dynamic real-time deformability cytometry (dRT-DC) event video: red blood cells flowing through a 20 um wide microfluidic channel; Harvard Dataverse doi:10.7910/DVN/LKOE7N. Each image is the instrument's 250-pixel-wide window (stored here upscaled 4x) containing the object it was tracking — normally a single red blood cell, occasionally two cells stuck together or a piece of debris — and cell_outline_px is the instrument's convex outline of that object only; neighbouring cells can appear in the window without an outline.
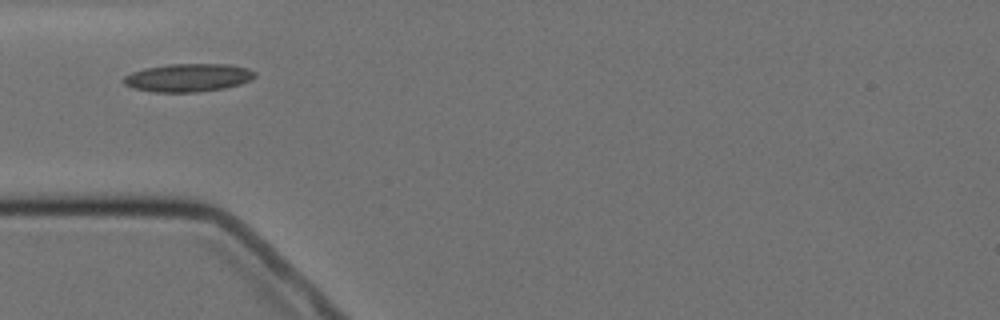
{"species": "Egyptian fruit bat (a non-hibernating species)", "species_latin": "Rousettus aegyptiacus", "temperature_condition": "cold", "stored_images_in_passage": 11, "camera_frame_rate_fps": 3000, "um_per_image_px": 0.085, "animal": {"sex": "female"}, "frame": {"image": 1, "passage_image": 1, "time_ms": 0.0, "image_size_px": [1000, 320], "cell_outline_px": [[256, 76], [252, 80], [240, 84], [224, 88], [196, 92], [156, 92], [132, 88], [124, 84], [124, 76], [132, 72], [144, 68], [168, 64], [228, 64], [248, 68], [256, 72]], "centroid_in_image_um": [16.01, 6.6], "position_along_channel_um": 69.0, "area_um2": 21.56}}
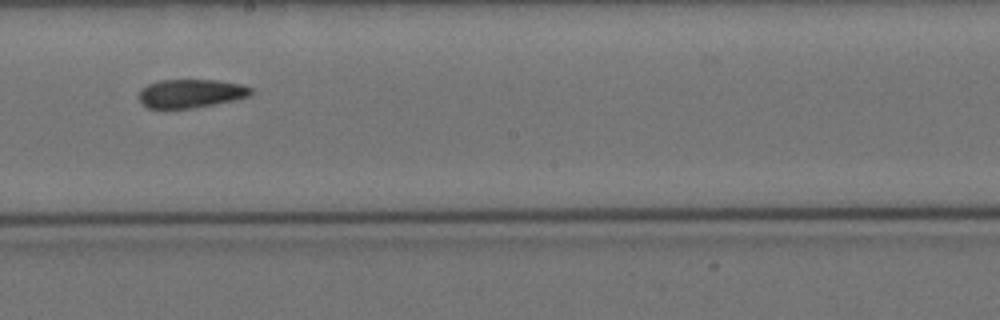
{"frame": {"image": 2, "passage_image": 5, "time_ms": 4.667, "image_size_px": [1000, 320], "cell_outline_px": [[252, 92], [248, 96], [232, 100], [192, 108], [164, 112], [148, 108], [140, 104], [140, 92], [148, 84], [160, 80], [216, 80], [240, 84], [252, 88]], "centroid_in_image_um": [16.13, 7.98], "position_along_channel_um": 232.1, "area_um2": 18.96}}
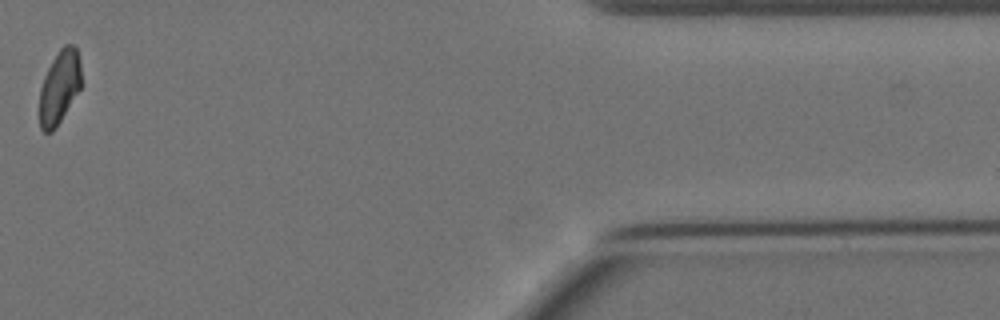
{"frame": {"image": 3, "passage_image": 10, "time_ms": 11.333, "image_size_px": [1000, 320], "cell_outline_px": [[80, 88], [60, 120], [52, 132], [44, 132], [40, 128], [40, 88], [44, 76], [52, 60], [60, 48], [64, 44], [72, 44], [76, 48], [80, 64]], "centroid_in_image_um": [5.03, 7.38], "position_along_channel_um": 406.4, "area_um2": 17.46}}